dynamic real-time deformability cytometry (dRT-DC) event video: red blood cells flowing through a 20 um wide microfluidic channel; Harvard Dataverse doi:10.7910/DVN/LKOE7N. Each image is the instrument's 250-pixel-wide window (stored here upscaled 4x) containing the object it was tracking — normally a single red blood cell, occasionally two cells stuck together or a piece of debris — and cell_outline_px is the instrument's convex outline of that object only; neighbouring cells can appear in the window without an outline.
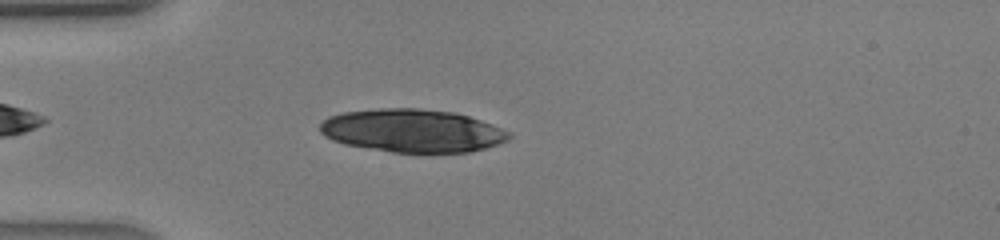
{"species": "human", "species_latin": "Homo sapiens", "temperature_condition": "warm", "stored_images_in_passage": 11, "camera_frame_rate_fps": 3000, "um_per_image_px": 0.085, "donor": {"sex": "male"}, "frame": {"image": 1, "passage_image": 7, "time_ms": 2.0, "image_size_px": [1000, 240], "cell_outline_px": [[512, 136], [508, 140], [484, 148], [468, 152], [392, 152], [344, 144], [332, 140], [324, 136], [320, 132], [320, 124], [328, 116], [344, 112], [380, 108], [420, 108], [456, 112], [492, 124], [508, 132]], "centroid_in_image_um": [35.02, 11.1], "position_along_channel_um": 50.0, "area_um2": 47.34}}
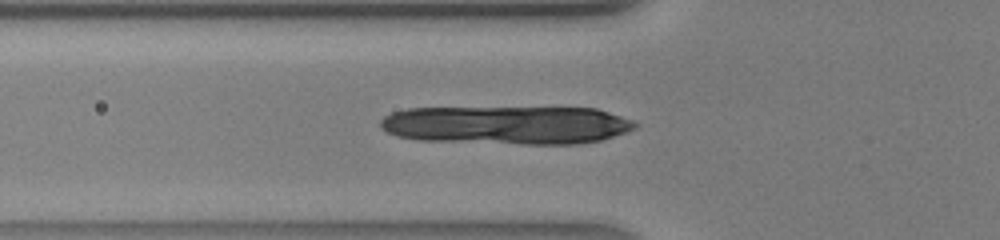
{"frame": {"image": 2, "passage_image": 10, "time_ms": 3.0, "image_size_px": [1000, 240], "cell_outline_px": [[640, 124], [636, 128], [628, 132], [600, 140], [576, 144], [520, 144], [416, 140], [396, 136], [380, 128], [380, 120], [384, 116], [392, 112], [408, 108], [596, 108], [632, 120]], "centroid_in_image_um": [43.08, 10.63], "position_along_channel_um": 82.7, "area_um2": 57.34}}